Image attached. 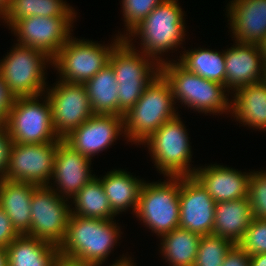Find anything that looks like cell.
I'll return each instance as SVG.
<instances>
[{
    "instance_id": "cell-1",
    "label": "cell",
    "mask_w": 266,
    "mask_h": 266,
    "mask_svg": "<svg viewBox=\"0 0 266 266\" xmlns=\"http://www.w3.org/2000/svg\"><path fill=\"white\" fill-rule=\"evenodd\" d=\"M117 224L116 220L71 214L66 235L58 247L60 258L80 264H104L122 234Z\"/></svg>"
},
{
    "instance_id": "cell-2",
    "label": "cell",
    "mask_w": 266,
    "mask_h": 266,
    "mask_svg": "<svg viewBox=\"0 0 266 266\" xmlns=\"http://www.w3.org/2000/svg\"><path fill=\"white\" fill-rule=\"evenodd\" d=\"M184 16L186 15L178 0H164L124 39L132 41L134 38H139L140 51L161 65L167 61L163 58L165 53L175 49L177 51L178 47L180 48L183 44L182 42L186 40Z\"/></svg>"
},
{
    "instance_id": "cell-3",
    "label": "cell",
    "mask_w": 266,
    "mask_h": 266,
    "mask_svg": "<svg viewBox=\"0 0 266 266\" xmlns=\"http://www.w3.org/2000/svg\"><path fill=\"white\" fill-rule=\"evenodd\" d=\"M166 59L160 65V74L170 84L175 103L179 101L188 109L206 115L231 114V101L228 97L231 92L225 85L188 71L177 60Z\"/></svg>"
},
{
    "instance_id": "cell-4",
    "label": "cell",
    "mask_w": 266,
    "mask_h": 266,
    "mask_svg": "<svg viewBox=\"0 0 266 266\" xmlns=\"http://www.w3.org/2000/svg\"><path fill=\"white\" fill-rule=\"evenodd\" d=\"M124 38L112 50L109 63L118 82V115L124 116L160 74V64Z\"/></svg>"
},
{
    "instance_id": "cell-5",
    "label": "cell",
    "mask_w": 266,
    "mask_h": 266,
    "mask_svg": "<svg viewBox=\"0 0 266 266\" xmlns=\"http://www.w3.org/2000/svg\"><path fill=\"white\" fill-rule=\"evenodd\" d=\"M175 104L170 84L159 74L124 114V140L141 145L165 122L179 115Z\"/></svg>"
},
{
    "instance_id": "cell-6",
    "label": "cell",
    "mask_w": 266,
    "mask_h": 266,
    "mask_svg": "<svg viewBox=\"0 0 266 266\" xmlns=\"http://www.w3.org/2000/svg\"><path fill=\"white\" fill-rule=\"evenodd\" d=\"M188 132L180 115L165 122L141 145H146L151 159L164 177L193 176L192 150Z\"/></svg>"
},
{
    "instance_id": "cell-7",
    "label": "cell",
    "mask_w": 266,
    "mask_h": 266,
    "mask_svg": "<svg viewBox=\"0 0 266 266\" xmlns=\"http://www.w3.org/2000/svg\"><path fill=\"white\" fill-rule=\"evenodd\" d=\"M146 182L141 187L135 215L160 238L179 228L180 177L166 176L163 182Z\"/></svg>"
},
{
    "instance_id": "cell-8",
    "label": "cell",
    "mask_w": 266,
    "mask_h": 266,
    "mask_svg": "<svg viewBox=\"0 0 266 266\" xmlns=\"http://www.w3.org/2000/svg\"><path fill=\"white\" fill-rule=\"evenodd\" d=\"M121 34L118 32L112 39L113 43L109 45L72 36L52 60V66L58 71L59 80L85 84L109 63L112 50L123 39Z\"/></svg>"
},
{
    "instance_id": "cell-9",
    "label": "cell",
    "mask_w": 266,
    "mask_h": 266,
    "mask_svg": "<svg viewBox=\"0 0 266 266\" xmlns=\"http://www.w3.org/2000/svg\"><path fill=\"white\" fill-rule=\"evenodd\" d=\"M14 44L0 60L3 81L15 98L43 94L48 86L46 67L53 65L52 59L35 48Z\"/></svg>"
},
{
    "instance_id": "cell-10",
    "label": "cell",
    "mask_w": 266,
    "mask_h": 266,
    "mask_svg": "<svg viewBox=\"0 0 266 266\" xmlns=\"http://www.w3.org/2000/svg\"><path fill=\"white\" fill-rule=\"evenodd\" d=\"M5 127L11 141L17 144H43L59 140L45 93L16 97L9 110Z\"/></svg>"
},
{
    "instance_id": "cell-11",
    "label": "cell",
    "mask_w": 266,
    "mask_h": 266,
    "mask_svg": "<svg viewBox=\"0 0 266 266\" xmlns=\"http://www.w3.org/2000/svg\"><path fill=\"white\" fill-rule=\"evenodd\" d=\"M70 201L49 186H37L31 199V224L27 236L57 247L63 242L71 216Z\"/></svg>"
},
{
    "instance_id": "cell-12",
    "label": "cell",
    "mask_w": 266,
    "mask_h": 266,
    "mask_svg": "<svg viewBox=\"0 0 266 266\" xmlns=\"http://www.w3.org/2000/svg\"><path fill=\"white\" fill-rule=\"evenodd\" d=\"M44 93L49 100L53 126L59 139L67 137L94 115L84 84L58 79Z\"/></svg>"
},
{
    "instance_id": "cell-13",
    "label": "cell",
    "mask_w": 266,
    "mask_h": 266,
    "mask_svg": "<svg viewBox=\"0 0 266 266\" xmlns=\"http://www.w3.org/2000/svg\"><path fill=\"white\" fill-rule=\"evenodd\" d=\"M75 19L31 16L16 20L9 29L17 36L16 44L40 50L53 60L73 36Z\"/></svg>"
},
{
    "instance_id": "cell-14",
    "label": "cell",
    "mask_w": 266,
    "mask_h": 266,
    "mask_svg": "<svg viewBox=\"0 0 266 266\" xmlns=\"http://www.w3.org/2000/svg\"><path fill=\"white\" fill-rule=\"evenodd\" d=\"M62 140L43 144L12 143L4 179L48 186L53 173L57 146Z\"/></svg>"
},
{
    "instance_id": "cell-15",
    "label": "cell",
    "mask_w": 266,
    "mask_h": 266,
    "mask_svg": "<svg viewBox=\"0 0 266 266\" xmlns=\"http://www.w3.org/2000/svg\"><path fill=\"white\" fill-rule=\"evenodd\" d=\"M179 227L201 236L213 234L215 201L194 176L180 177Z\"/></svg>"
},
{
    "instance_id": "cell-16",
    "label": "cell",
    "mask_w": 266,
    "mask_h": 266,
    "mask_svg": "<svg viewBox=\"0 0 266 266\" xmlns=\"http://www.w3.org/2000/svg\"><path fill=\"white\" fill-rule=\"evenodd\" d=\"M124 134L123 116L94 114L63 140L74 150L92 160V157L108 149L120 138V135L123 137Z\"/></svg>"
},
{
    "instance_id": "cell-17",
    "label": "cell",
    "mask_w": 266,
    "mask_h": 266,
    "mask_svg": "<svg viewBox=\"0 0 266 266\" xmlns=\"http://www.w3.org/2000/svg\"><path fill=\"white\" fill-rule=\"evenodd\" d=\"M91 162L62 140L57 146L51 184L48 186L62 198L72 199L81 188L96 177L90 168Z\"/></svg>"
},
{
    "instance_id": "cell-18",
    "label": "cell",
    "mask_w": 266,
    "mask_h": 266,
    "mask_svg": "<svg viewBox=\"0 0 266 266\" xmlns=\"http://www.w3.org/2000/svg\"><path fill=\"white\" fill-rule=\"evenodd\" d=\"M250 172L220 164L197 167L194 177L208 191L215 203L248 197Z\"/></svg>"
},
{
    "instance_id": "cell-19",
    "label": "cell",
    "mask_w": 266,
    "mask_h": 266,
    "mask_svg": "<svg viewBox=\"0 0 266 266\" xmlns=\"http://www.w3.org/2000/svg\"><path fill=\"white\" fill-rule=\"evenodd\" d=\"M227 6L234 42L258 45L266 36V0H230Z\"/></svg>"
},
{
    "instance_id": "cell-20",
    "label": "cell",
    "mask_w": 266,
    "mask_h": 266,
    "mask_svg": "<svg viewBox=\"0 0 266 266\" xmlns=\"http://www.w3.org/2000/svg\"><path fill=\"white\" fill-rule=\"evenodd\" d=\"M225 51V87L231 94L241 86L263 81L264 62L257 44L235 43Z\"/></svg>"
},
{
    "instance_id": "cell-21",
    "label": "cell",
    "mask_w": 266,
    "mask_h": 266,
    "mask_svg": "<svg viewBox=\"0 0 266 266\" xmlns=\"http://www.w3.org/2000/svg\"><path fill=\"white\" fill-rule=\"evenodd\" d=\"M231 95V116L242 125L266 131V84L241 86Z\"/></svg>"
},
{
    "instance_id": "cell-22",
    "label": "cell",
    "mask_w": 266,
    "mask_h": 266,
    "mask_svg": "<svg viewBox=\"0 0 266 266\" xmlns=\"http://www.w3.org/2000/svg\"><path fill=\"white\" fill-rule=\"evenodd\" d=\"M36 187L32 183L0 180V207L20 235L30 231L31 199Z\"/></svg>"
},
{
    "instance_id": "cell-23",
    "label": "cell",
    "mask_w": 266,
    "mask_h": 266,
    "mask_svg": "<svg viewBox=\"0 0 266 266\" xmlns=\"http://www.w3.org/2000/svg\"><path fill=\"white\" fill-rule=\"evenodd\" d=\"M98 179L116 215L131 209L135 214L144 179H139L124 169H113Z\"/></svg>"
},
{
    "instance_id": "cell-24",
    "label": "cell",
    "mask_w": 266,
    "mask_h": 266,
    "mask_svg": "<svg viewBox=\"0 0 266 266\" xmlns=\"http://www.w3.org/2000/svg\"><path fill=\"white\" fill-rule=\"evenodd\" d=\"M253 219L248 197L215 203L213 235L238 244Z\"/></svg>"
},
{
    "instance_id": "cell-25",
    "label": "cell",
    "mask_w": 266,
    "mask_h": 266,
    "mask_svg": "<svg viewBox=\"0 0 266 266\" xmlns=\"http://www.w3.org/2000/svg\"><path fill=\"white\" fill-rule=\"evenodd\" d=\"M8 266H56L60 252L56 245L20 235L7 246Z\"/></svg>"
},
{
    "instance_id": "cell-26",
    "label": "cell",
    "mask_w": 266,
    "mask_h": 266,
    "mask_svg": "<svg viewBox=\"0 0 266 266\" xmlns=\"http://www.w3.org/2000/svg\"><path fill=\"white\" fill-rule=\"evenodd\" d=\"M84 85L94 114L118 115V82L110 63Z\"/></svg>"
},
{
    "instance_id": "cell-27",
    "label": "cell",
    "mask_w": 266,
    "mask_h": 266,
    "mask_svg": "<svg viewBox=\"0 0 266 266\" xmlns=\"http://www.w3.org/2000/svg\"><path fill=\"white\" fill-rule=\"evenodd\" d=\"M160 238V254L169 266H194L201 235L179 227Z\"/></svg>"
},
{
    "instance_id": "cell-28",
    "label": "cell",
    "mask_w": 266,
    "mask_h": 266,
    "mask_svg": "<svg viewBox=\"0 0 266 266\" xmlns=\"http://www.w3.org/2000/svg\"><path fill=\"white\" fill-rule=\"evenodd\" d=\"M185 50L177 59L183 67L204 79L225 85V51L208 48Z\"/></svg>"
},
{
    "instance_id": "cell-29",
    "label": "cell",
    "mask_w": 266,
    "mask_h": 266,
    "mask_svg": "<svg viewBox=\"0 0 266 266\" xmlns=\"http://www.w3.org/2000/svg\"><path fill=\"white\" fill-rule=\"evenodd\" d=\"M71 214L80 217L114 220L117 216L111 209L108 198L98 177H94L71 199Z\"/></svg>"
},
{
    "instance_id": "cell-30",
    "label": "cell",
    "mask_w": 266,
    "mask_h": 266,
    "mask_svg": "<svg viewBox=\"0 0 266 266\" xmlns=\"http://www.w3.org/2000/svg\"><path fill=\"white\" fill-rule=\"evenodd\" d=\"M64 0H11L2 19L10 27L16 20L31 16L77 17V12Z\"/></svg>"
},
{
    "instance_id": "cell-31",
    "label": "cell",
    "mask_w": 266,
    "mask_h": 266,
    "mask_svg": "<svg viewBox=\"0 0 266 266\" xmlns=\"http://www.w3.org/2000/svg\"><path fill=\"white\" fill-rule=\"evenodd\" d=\"M235 244L216 235L201 236L194 266H222L227 253Z\"/></svg>"
},
{
    "instance_id": "cell-32",
    "label": "cell",
    "mask_w": 266,
    "mask_h": 266,
    "mask_svg": "<svg viewBox=\"0 0 266 266\" xmlns=\"http://www.w3.org/2000/svg\"><path fill=\"white\" fill-rule=\"evenodd\" d=\"M164 0H122L123 22L126 32L124 38L133 28L145 19L153 9ZM126 33V34H125Z\"/></svg>"
},
{
    "instance_id": "cell-33",
    "label": "cell",
    "mask_w": 266,
    "mask_h": 266,
    "mask_svg": "<svg viewBox=\"0 0 266 266\" xmlns=\"http://www.w3.org/2000/svg\"><path fill=\"white\" fill-rule=\"evenodd\" d=\"M248 199L252 217L266 219V171H252L249 182Z\"/></svg>"
},
{
    "instance_id": "cell-34",
    "label": "cell",
    "mask_w": 266,
    "mask_h": 266,
    "mask_svg": "<svg viewBox=\"0 0 266 266\" xmlns=\"http://www.w3.org/2000/svg\"><path fill=\"white\" fill-rule=\"evenodd\" d=\"M238 245L249 256L266 253V219L253 218Z\"/></svg>"
},
{
    "instance_id": "cell-35",
    "label": "cell",
    "mask_w": 266,
    "mask_h": 266,
    "mask_svg": "<svg viewBox=\"0 0 266 266\" xmlns=\"http://www.w3.org/2000/svg\"><path fill=\"white\" fill-rule=\"evenodd\" d=\"M19 236L8 215L0 207V247L7 248Z\"/></svg>"
},
{
    "instance_id": "cell-36",
    "label": "cell",
    "mask_w": 266,
    "mask_h": 266,
    "mask_svg": "<svg viewBox=\"0 0 266 266\" xmlns=\"http://www.w3.org/2000/svg\"><path fill=\"white\" fill-rule=\"evenodd\" d=\"M12 143L5 125L0 126V180L6 176Z\"/></svg>"
},
{
    "instance_id": "cell-37",
    "label": "cell",
    "mask_w": 266,
    "mask_h": 266,
    "mask_svg": "<svg viewBox=\"0 0 266 266\" xmlns=\"http://www.w3.org/2000/svg\"><path fill=\"white\" fill-rule=\"evenodd\" d=\"M15 100L6 83L0 75V126L6 124L9 110Z\"/></svg>"
},
{
    "instance_id": "cell-38",
    "label": "cell",
    "mask_w": 266,
    "mask_h": 266,
    "mask_svg": "<svg viewBox=\"0 0 266 266\" xmlns=\"http://www.w3.org/2000/svg\"><path fill=\"white\" fill-rule=\"evenodd\" d=\"M222 266H250V256L235 244L224 258Z\"/></svg>"
},
{
    "instance_id": "cell-39",
    "label": "cell",
    "mask_w": 266,
    "mask_h": 266,
    "mask_svg": "<svg viewBox=\"0 0 266 266\" xmlns=\"http://www.w3.org/2000/svg\"><path fill=\"white\" fill-rule=\"evenodd\" d=\"M133 258H131L130 256H124V254L117 259L115 262H113L112 264H110L109 266H136V264L134 263V260H132ZM96 266H102V264H98Z\"/></svg>"
},
{
    "instance_id": "cell-40",
    "label": "cell",
    "mask_w": 266,
    "mask_h": 266,
    "mask_svg": "<svg viewBox=\"0 0 266 266\" xmlns=\"http://www.w3.org/2000/svg\"><path fill=\"white\" fill-rule=\"evenodd\" d=\"M250 266H266V253L251 255Z\"/></svg>"
},
{
    "instance_id": "cell-41",
    "label": "cell",
    "mask_w": 266,
    "mask_h": 266,
    "mask_svg": "<svg viewBox=\"0 0 266 266\" xmlns=\"http://www.w3.org/2000/svg\"><path fill=\"white\" fill-rule=\"evenodd\" d=\"M56 266H96V265L80 264V263H76V262H72V261L60 258Z\"/></svg>"
},
{
    "instance_id": "cell-42",
    "label": "cell",
    "mask_w": 266,
    "mask_h": 266,
    "mask_svg": "<svg viewBox=\"0 0 266 266\" xmlns=\"http://www.w3.org/2000/svg\"><path fill=\"white\" fill-rule=\"evenodd\" d=\"M11 0H0V20L3 19L9 9Z\"/></svg>"
},
{
    "instance_id": "cell-43",
    "label": "cell",
    "mask_w": 266,
    "mask_h": 266,
    "mask_svg": "<svg viewBox=\"0 0 266 266\" xmlns=\"http://www.w3.org/2000/svg\"><path fill=\"white\" fill-rule=\"evenodd\" d=\"M0 266H8V251L4 247H0Z\"/></svg>"
},
{
    "instance_id": "cell-44",
    "label": "cell",
    "mask_w": 266,
    "mask_h": 266,
    "mask_svg": "<svg viewBox=\"0 0 266 266\" xmlns=\"http://www.w3.org/2000/svg\"><path fill=\"white\" fill-rule=\"evenodd\" d=\"M261 52V57L264 62V65H266V36L263 38V40L258 44Z\"/></svg>"
},
{
    "instance_id": "cell-45",
    "label": "cell",
    "mask_w": 266,
    "mask_h": 266,
    "mask_svg": "<svg viewBox=\"0 0 266 266\" xmlns=\"http://www.w3.org/2000/svg\"><path fill=\"white\" fill-rule=\"evenodd\" d=\"M263 82L266 84V65H264Z\"/></svg>"
}]
</instances>
